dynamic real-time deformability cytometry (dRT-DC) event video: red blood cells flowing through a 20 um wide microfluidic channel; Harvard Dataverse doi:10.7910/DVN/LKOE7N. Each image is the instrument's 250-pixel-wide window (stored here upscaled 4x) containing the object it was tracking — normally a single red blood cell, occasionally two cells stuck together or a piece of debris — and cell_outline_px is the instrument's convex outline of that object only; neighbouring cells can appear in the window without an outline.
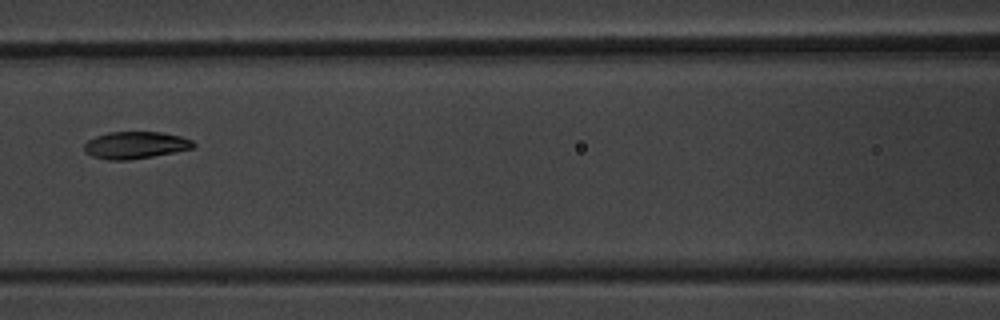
{"species": "common noctule bat (a hibernating species)", "species_latin": "Nyctalus noctula", "temperature_condition": "warm", "stored_images_in_passage": 5, "camera_frame_rate_fps": 3000, "um_per_image_px": 0.085, "animal": {"sex": "male", "body_mass_g": 20.1, "forearm_length_mm": 53.5}, "frame": {"image": 1, "passage_image": 5, "time_ms": 4.667, "image_size_px": [1000, 320], "cell_outline_px": [[196, 144], [192, 148], [176, 152], [128, 160], [108, 160], [92, 156], [84, 152], [84, 144], [88, 140], [96, 136], [108, 132], [160, 132], [180, 136], [192, 140]], "centroid_in_image_um": [11.49, 12.34], "position_along_channel_um": 155.1, "area_um2": 17.22}}